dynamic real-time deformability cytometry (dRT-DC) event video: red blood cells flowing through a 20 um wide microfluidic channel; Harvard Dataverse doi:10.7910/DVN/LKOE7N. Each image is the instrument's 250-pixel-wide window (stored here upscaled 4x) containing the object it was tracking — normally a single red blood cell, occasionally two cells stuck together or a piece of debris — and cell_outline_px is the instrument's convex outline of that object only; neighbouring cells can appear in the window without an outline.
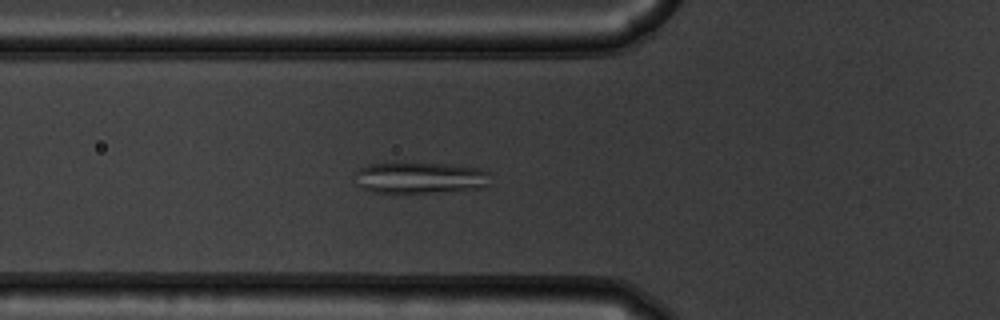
{"species": "common noctule bat (a hibernating species)", "species_latin": "Nyctalus noctula", "temperature_condition": "warm", "stored_images_in_passage": 54, "camera_frame_rate_fps": 3000, "um_per_image_px": 0.085, "animal": {"sex": "male", "body_mass_g": 19.5, "forearm_length_mm": 54.6}, "frame": {"image": 1, "passage_image": 19, "time_ms": 6.0, "image_size_px": [1000, 320], "cell_outline_px": [[488, 184], [480, 188], [428, 192], [372, 192], [360, 188], [356, 184], [356, 172], [360, 168], [368, 164], [452, 164], [480, 168], [488, 172]], "centroid_in_image_um": [35.68, 15.11], "position_along_channel_um": 90.1, "area_um2": 24.22}}
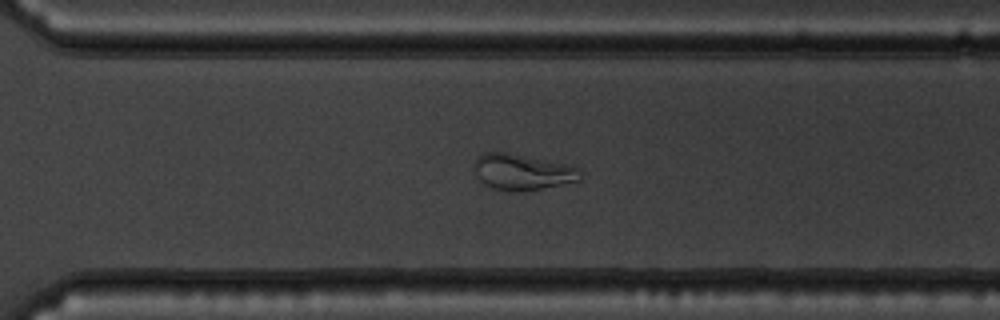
{"frame": {"image": 2, "passage_image": 38, "time_ms": 12.333, "image_size_px": [1000, 320], "cell_outline_px": [[580, 180], [524, 192], [508, 192], [492, 188], [484, 184], [480, 180], [472, 168], [472, 164], [476, 156], [484, 152], [508, 152], [572, 164], [576, 168]], "centroid_in_image_um": [44.32, 14.61], "position_along_channel_um": 326.3, "area_um2": 22.72}}
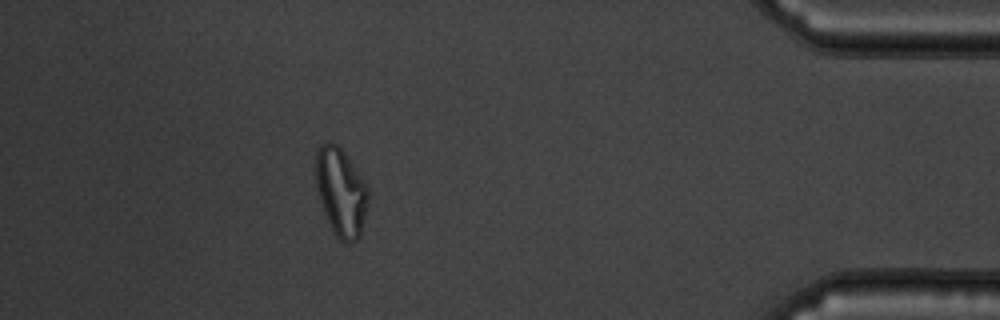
{"frame": {"image": 3, "passage_image": 48, "time_ms": 15.667, "image_size_px": [1000, 320], "cell_outline_px": [[368, 204], [360, 236], [356, 240], [348, 244], [344, 244], [336, 236], [324, 212], [316, 188], [316, 148], [320, 144], [328, 140], [336, 144], [344, 152], [368, 184]], "centroid_in_image_um": [28.99, 16.3], "position_along_channel_um": 406.2, "area_um2": 27.17}, "authors_computed_cell_mechanics": {"area_um2": 26.5013, "velocity_mm_per_s": 3.747, "shape_relaxation_time_tau1_ms": null, "shape_relaxation_time_tau2_ms": 0.8932, "deformation_change_tau1": null, "deformation_change_tau2": 0.0891}}